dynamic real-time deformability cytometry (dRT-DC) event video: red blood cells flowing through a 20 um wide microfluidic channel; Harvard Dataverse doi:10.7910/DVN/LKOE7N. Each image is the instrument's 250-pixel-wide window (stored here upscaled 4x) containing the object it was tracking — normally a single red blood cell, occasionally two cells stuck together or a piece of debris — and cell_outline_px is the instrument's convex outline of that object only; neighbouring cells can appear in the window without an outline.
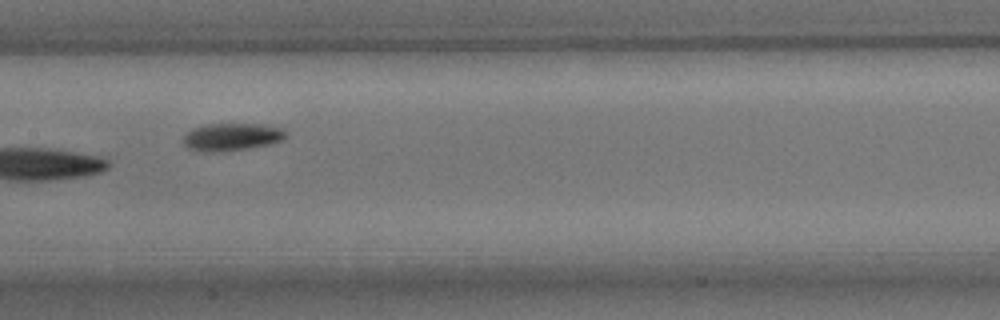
{"species": "common noctule bat (a hibernating species)", "species_latin": "Nyctalus noctula", "temperature_condition": "room temperature", "stored_images_in_passage": 14, "camera_frame_rate_fps": 3000, "um_per_image_px": 0.085, "animal": {"sex": "male", "body_mass_g": 15.6}, "frame": {"image": 1, "passage_image": 7, "time_ms": 2.0, "image_size_px": [1000, 320], "cell_outline_px": [[288, 136], [284, 140], [268, 144], [244, 148], [212, 152], [188, 148], [184, 144], [184, 136], [192, 128], [204, 124], [264, 124], [284, 128]], "centroid_in_image_um": [19.75, 11.6], "position_along_channel_um": 187.7, "area_um2": 16.3}}
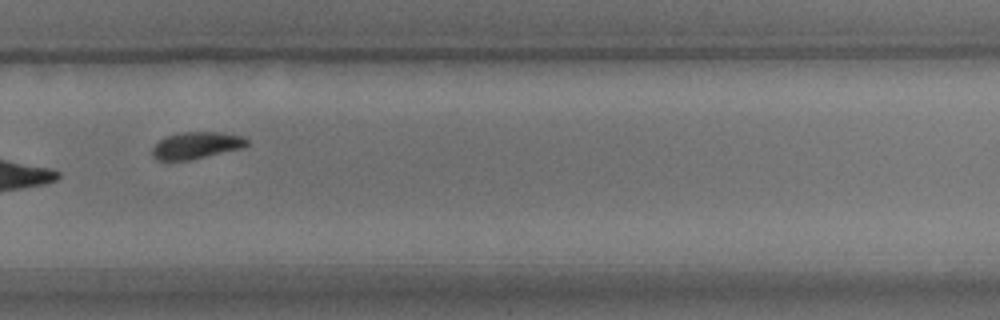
{"frame": {"image": 2, "passage_image": 10, "time_ms": 3.0, "image_size_px": [1000, 320], "cell_outline_px": [[248, 144], [244, 148], [188, 160], [156, 160], [152, 156], [152, 148], [160, 140], [168, 136], [180, 132], [224, 132], [240, 136], [248, 140]], "centroid_in_image_um": [16.7, 12.35], "position_along_channel_um": 313.1, "area_um2": 14.74}}
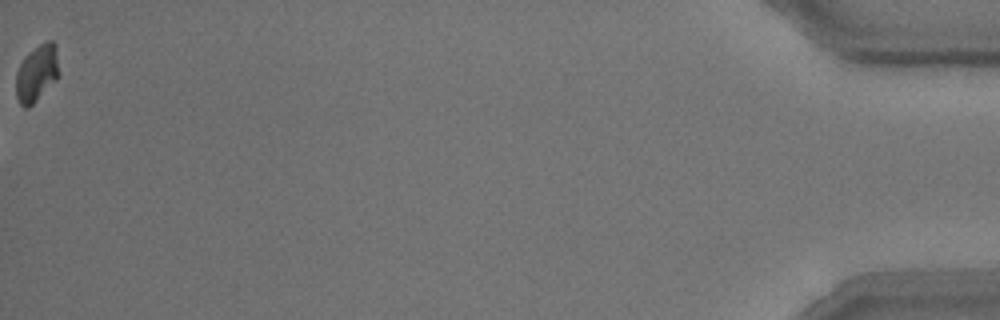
{"frame": {"image": 3, "passage_image": 14, "time_ms": 4.333, "image_size_px": [1000, 320], "cell_outline_px": [[60, 76], [28, 108], [24, 108], [20, 104], [16, 96], [16, 72], [24, 56], [40, 44], [48, 40], [52, 40], [56, 44], [60, 72]], "centroid_in_image_um": [3.15, 6.2], "position_along_channel_um": 432.1, "area_um2": 14.39}}